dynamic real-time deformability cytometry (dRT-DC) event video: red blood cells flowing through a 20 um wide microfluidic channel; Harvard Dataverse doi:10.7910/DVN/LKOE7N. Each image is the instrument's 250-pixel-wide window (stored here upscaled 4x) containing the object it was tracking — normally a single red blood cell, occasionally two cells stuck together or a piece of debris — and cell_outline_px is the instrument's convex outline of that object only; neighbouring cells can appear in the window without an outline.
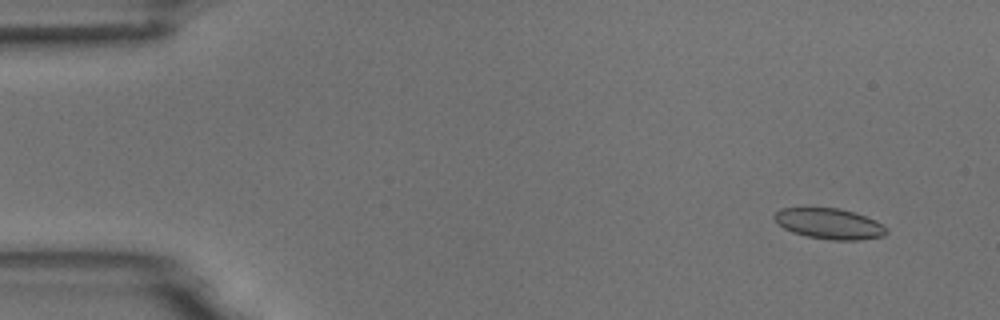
{"species": "common noctule bat (a hibernating species)", "species_latin": "Nyctalus noctula", "temperature_condition": "room temperature", "stored_images_in_passage": 17, "camera_frame_rate_fps": 3000, "um_per_image_px": 0.085, "animal": {"sex": "male", "body_mass_g": 18.8}, "frame": {"image": 1, "passage_image": 5, "time_ms": 1.333, "image_size_px": [1000, 320], "cell_outline_px": [[888, 232], [884, 236], [860, 240], [832, 240], [808, 236], [792, 232], [784, 228], [772, 216], [780, 208], [840, 208], [856, 212], [876, 220]], "centroid_in_image_um": [70.51, 19.01], "position_along_channel_um": 14.5, "area_um2": 19.94}}
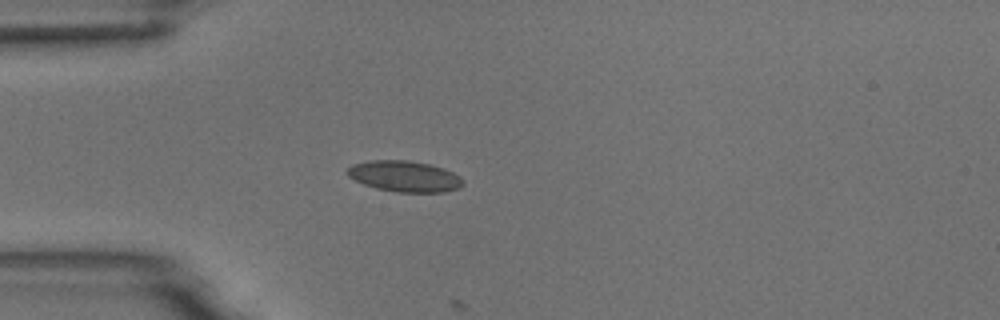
{"frame": {"image": 2, "passage_image": 16, "time_ms": 5.0, "image_size_px": [1000, 320], "cell_outline_px": [[464, 184], [460, 188], [444, 192], [396, 192], [376, 188], [364, 184], [348, 176], [344, 172], [352, 164], [368, 160], [408, 160], [428, 164], [444, 168], [460, 176], [464, 180]], "centroid_in_image_um": [34.39, 14.98], "position_along_channel_um": 50.6, "area_um2": 21.04}}